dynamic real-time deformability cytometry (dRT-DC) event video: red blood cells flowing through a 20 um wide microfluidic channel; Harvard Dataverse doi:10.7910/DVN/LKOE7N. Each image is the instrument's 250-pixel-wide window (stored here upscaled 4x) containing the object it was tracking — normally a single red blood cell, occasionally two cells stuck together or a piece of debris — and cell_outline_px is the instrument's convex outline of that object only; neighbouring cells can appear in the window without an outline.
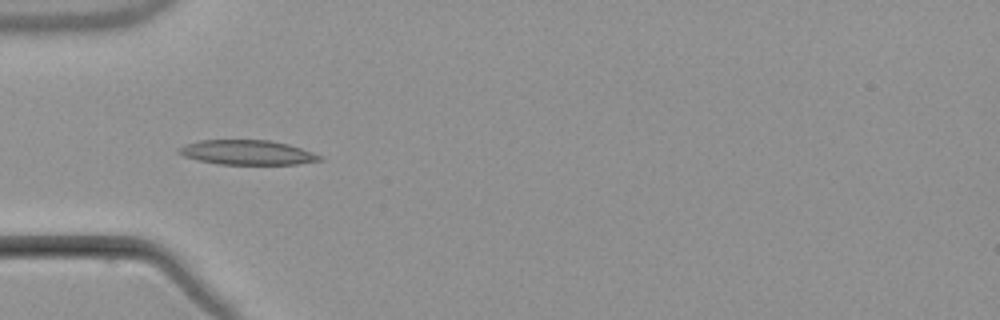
{"species": "common noctule bat (a hibernating species)", "species_latin": "Nyctalus noctula", "temperature_condition": "warm", "stored_images_in_passage": 4, "camera_frame_rate_fps": 3000, "um_per_image_px": 0.085, "animal": {"sex": "male", "body_mass_g": 21.5, "forearm_length_mm": 52.0}, "frame": {"image": 1, "passage_image": 1, "time_ms": 0.0, "image_size_px": [1000, 320], "cell_outline_px": [[324, 160], [296, 164], [220, 164], [196, 160], [184, 156], [176, 152], [184, 144], [200, 140], [268, 140], [288, 144], [312, 152], [320, 156]], "centroid_in_image_um": [20.98, 12.96], "position_along_channel_um": 64.0, "area_um2": 20.11}}
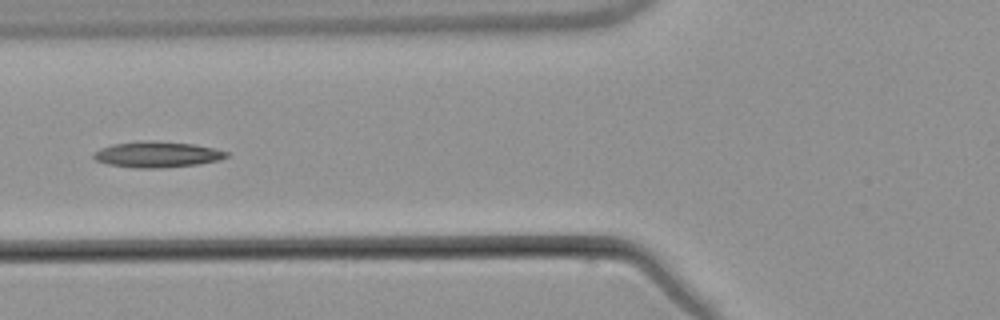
{"frame": {"image": 2, "passage_image": 2, "time_ms": 1.333, "image_size_px": [1000, 320], "cell_outline_px": [[228, 156], [220, 160], [196, 164], [160, 168], [136, 168], [108, 164], [96, 160], [92, 156], [100, 148], [112, 144], [192, 144], [212, 148], [228, 152]], "centroid_in_image_um": [13.37, 13.19], "position_along_channel_um": 112.4, "area_um2": 18.61}}
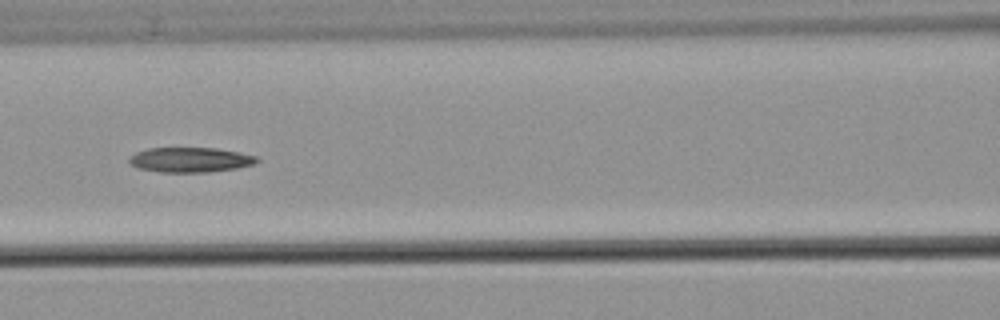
{"frame": {"image": 3, "passage_image": 3, "time_ms": 2.333, "image_size_px": [1000, 320], "cell_outline_px": [[260, 160], [256, 164], [236, 168], [208, 172], [160, 172], [140, 168], [132, 164], [128, 160], [136, 152], [148, 148], [216, 148], [256, 156]], "centroid_in_image_um": [16.2, 13.58], "position_along_channel_um": 150.4, "area_um2": 18.32}}